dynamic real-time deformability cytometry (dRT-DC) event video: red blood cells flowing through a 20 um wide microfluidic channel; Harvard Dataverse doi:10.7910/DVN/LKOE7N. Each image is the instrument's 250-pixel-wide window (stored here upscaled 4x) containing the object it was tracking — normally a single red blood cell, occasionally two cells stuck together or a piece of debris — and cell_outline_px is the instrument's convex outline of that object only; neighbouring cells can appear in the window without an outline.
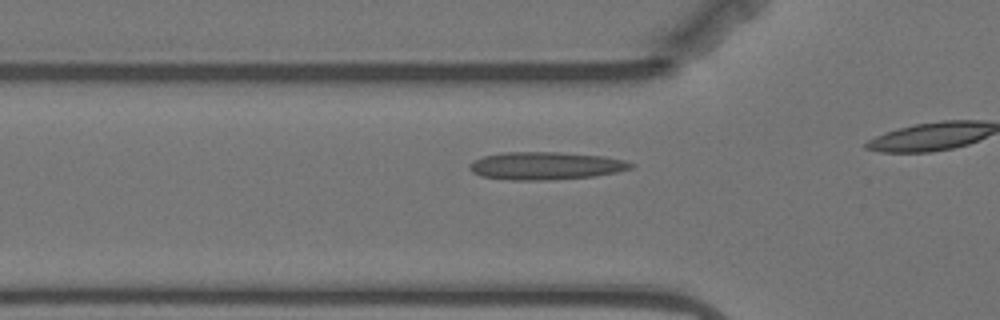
{"species": "Egyptian fruit bat (a non-hibernating species)", "species_latin": "Rousettus aegyptiacus", "temperature_condition": "warm", "stored_images_in_passage": 12, "camera_frame_rate_fps": 3000, "um_per_image_px": 0.085, "animal": {"sex": "female"}, "frame": {"image": 1, "passage_image": 7, "time_ms": 2.0, "image_size_px": [1000, 320], "cell_outline_px": [[636, 164], [632, 168], [616, 172], [596, 176], [548, 180], [512, 180], [480, 176], [472, 172], [468, 168], [468, 164], [472, 160], [484, 156], [504, 152], [560, 152], [604, 156], [624, 160]], "centroid_in_image_um": [46.36, 14.09], "position_along_channel_um": 79.4, "area_um2": 26.3}}
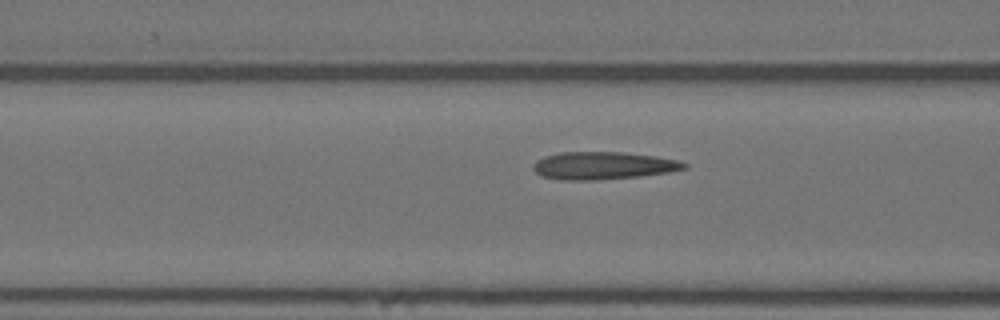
{"frame": {"image": 2, "passage_image": 10, "time_ms": 3.0, "image_size_px": [1000, 320], "cell_outline_px": [[688, 168], [668, 172], [640, 176], [596, 180], [564, 180], [540, 176], [532, 168], [532, 164], [536, 160], [544, 156], [560, 152], [624, 152], [656, 156], [680, 160], [688, 164]], "centroid_in_image_um": [51.26, 14.07], "position_along_channel_um": 115.3, "area_um2": 24.51}}